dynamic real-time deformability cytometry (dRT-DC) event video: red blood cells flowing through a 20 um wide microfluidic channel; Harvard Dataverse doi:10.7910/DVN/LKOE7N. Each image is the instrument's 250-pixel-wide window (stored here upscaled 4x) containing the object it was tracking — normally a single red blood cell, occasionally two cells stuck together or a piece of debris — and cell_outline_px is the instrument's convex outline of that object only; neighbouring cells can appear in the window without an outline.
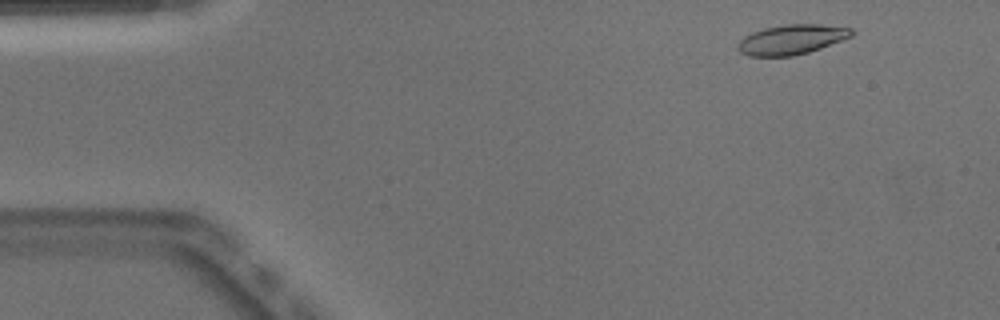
{"species": "Egyptian fruit bat (a non-hibernating species)", "species_latin": "Rousettus aegyptiacus", "temperature_condition": "warm", "stored_images_in_passage": 48, "camera_frame_rate_fps": 3000, "um_per_image_px": 0.085, "animal": {"sex": "male"}, "frame": {"image": 1, "passage_image": 3, "time_ms": 0.667, "image_size_px": [1000, 320], "cell_outline_px": [[856, 32], [852, 36], [820, 48], [808, 52], [792, 56], [748, 56], [740, 52], [736, 48], [740, 40], [744, 36], [752, 32], [764, 28], [788, 24], [820, 24], [852, 28]], "centroid_in_image_um": [67.28, 3.35], "position_along_channel_um": 17.7, "area_um2": 19.77}}
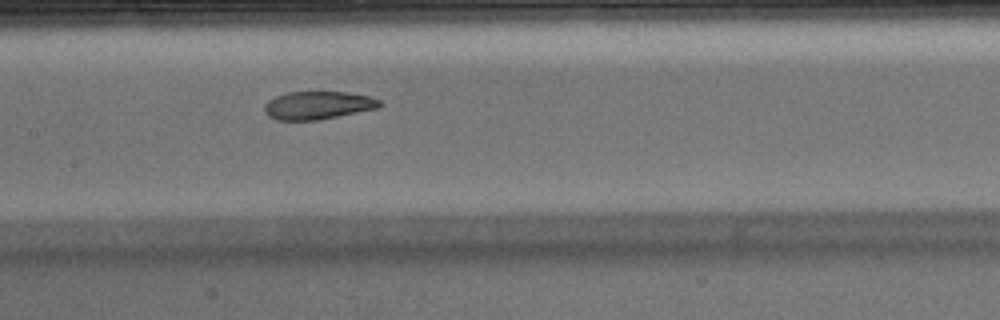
{"frame": {"image": 2, "passage_image": 22, "time_ms": 7.0, "image_size_px": [1000, 320], "cell_outline_px": [[384, 104], [376, 108], [316, 120], [276, 120], [268, 116], [264, 112], [264, 104], [268, 100], [276, 96], [288, 92], [348, 92], [368, 96], [380, 100]], "centroid_in_image_um": [26.98, 8.94], "position_along_channel_um": 180.4, "area_um2": 18.67}}
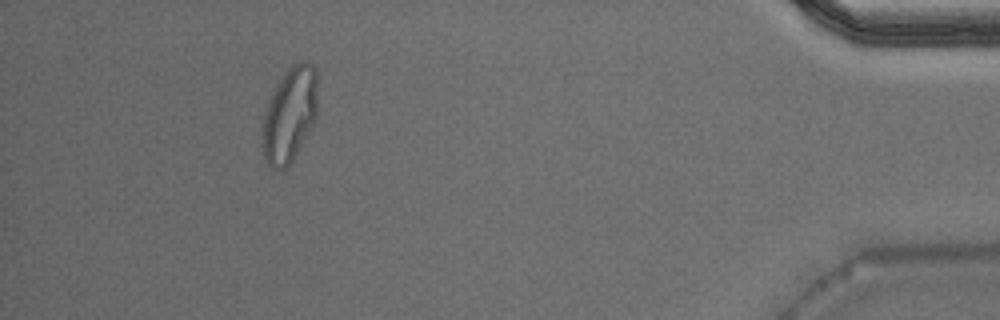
{"frame": {"image": 3, "passage_image": 44, "time_ms": 14.333, "image_size_px": [1000, 320], "cell_outline_px": [[316, 120], [292, 160], [284, 168], [272, 168], [268, 164], [264, 156], [260, 144], [264, 116], [268, 100], [284, 72], [292, 64], [300, 60], [308, 60], [312, 64], [316, 72]], "centroid_in_image_um": [24.6, 9.72], "position_along_channel_um": 410.6, "area_um2": 30.52}, "authors_computed_cell_mechanics": {"area_um2": 20.3745, "velocity_mm_per_s": 3.9683, "shape_relaxation_time_tau1_ms": 8.3113, "shape_relaxation_time_tau2_ms": 1.5556, "deformation_change_tau1": 0.2594, "deformation_change_tau2": 0.0755}}